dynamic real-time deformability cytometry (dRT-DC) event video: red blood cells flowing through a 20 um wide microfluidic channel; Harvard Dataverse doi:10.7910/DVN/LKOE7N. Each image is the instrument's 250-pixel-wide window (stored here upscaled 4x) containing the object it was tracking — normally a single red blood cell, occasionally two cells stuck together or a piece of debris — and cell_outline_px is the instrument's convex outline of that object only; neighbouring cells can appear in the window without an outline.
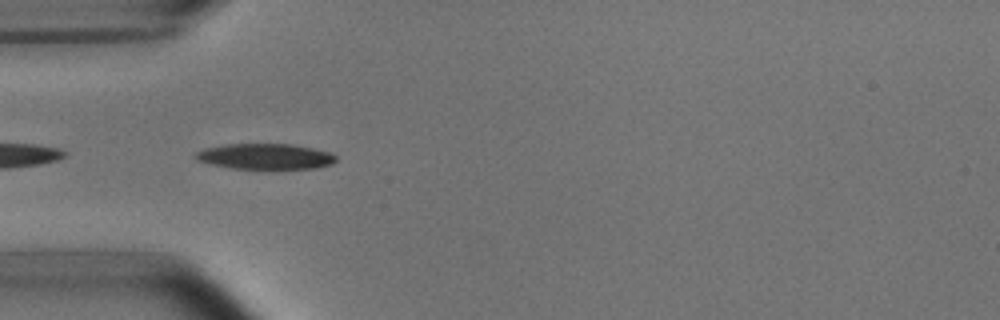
{"species": "common noctule bat (a hibernating species)", "species_latin": "Nyctalus noctula", "temperature_condition": "room temperature", "stored_images_in_passage": 6, "camera_frame_rate_fps": 3000, "um_per_image_px": 0.085, "animal": {"sex": "male", "body_mass_g": 15.6}, "frame": {"image": 1, "passage_image": 5, "time_ms": 4.667, "image_size_px": [1000, 320], "cell_outline_px": [[336, 160], [332, 164], [316, 168], [228, 168], [196, 160], [192, 156], [196, 152], [204, 148], [224, 144], [292, 144], [312, 148], [328, 152], [336, 156]], "centroid_in_image_um": [22.5, 13.29], "position_along_channel_um": 62.5, "area_um2": 20.87}}